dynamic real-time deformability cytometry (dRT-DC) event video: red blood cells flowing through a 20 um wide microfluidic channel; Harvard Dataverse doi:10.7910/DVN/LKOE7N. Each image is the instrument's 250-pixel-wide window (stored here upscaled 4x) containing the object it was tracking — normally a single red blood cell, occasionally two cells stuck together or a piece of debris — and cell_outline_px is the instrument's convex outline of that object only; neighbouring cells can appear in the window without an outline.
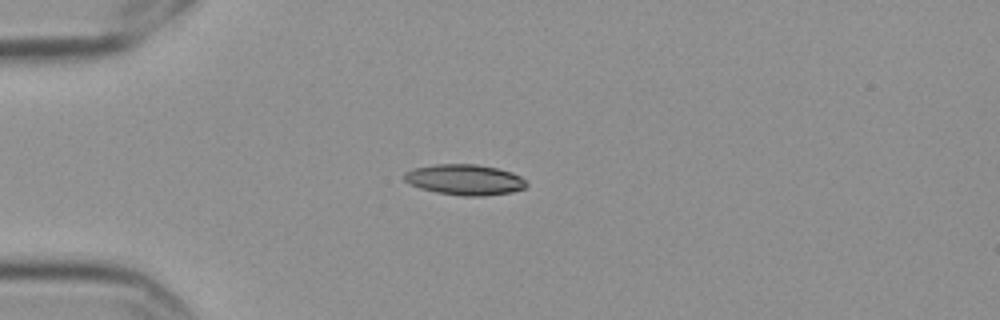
{"species": "Egyptian fruit bat (a non-hibernating species)", "species_latin": "Rousettus aegyptiacus", "temperature_condition": "cold", "stored_images_in_passage": 3, "camera_frame_rate_fps": 3000, "um_per_image_px": 0.085, "frame": {"image": 1, "passage_image": 1, "time_ms": 0.0, "image_size_px": [1000, 320], "cell_outline_px": [[528, 184], [524, 188], [512, 192], [484, 196], [464, 196], [436, 192], [420, 188], [408, 184], [404, 180], [404, 172], [412, 168], [436, 164], [476, 164], [496, 168], [512, 172], [520, 176]], "centroid_in_image_um": [39.47, 15.27], "position_along_channel_um": 45.5, "area_um2": 21.91}}
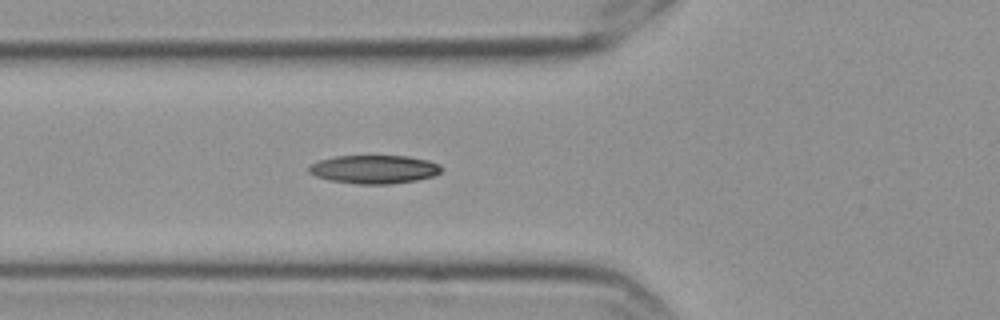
{"frame": {"image": 2, "passage_image": 3, "time_ms": 0.667, "image_size_px": [1000, 320], "cell_outline_px": [[444, 168], [440, 172], [432, 176], [416, 180], [388, 184], [356, 184], [328, 180], [316, 176], [308, 172], [308, 168], [312, 164], [320, 160], [336, 156], [408, 156], [428, 160], [440, 164]], "centroid_in_image_um": [31.81, 14.39], "position_along_channel_um": 94.0, "area_um2": 21.96}}